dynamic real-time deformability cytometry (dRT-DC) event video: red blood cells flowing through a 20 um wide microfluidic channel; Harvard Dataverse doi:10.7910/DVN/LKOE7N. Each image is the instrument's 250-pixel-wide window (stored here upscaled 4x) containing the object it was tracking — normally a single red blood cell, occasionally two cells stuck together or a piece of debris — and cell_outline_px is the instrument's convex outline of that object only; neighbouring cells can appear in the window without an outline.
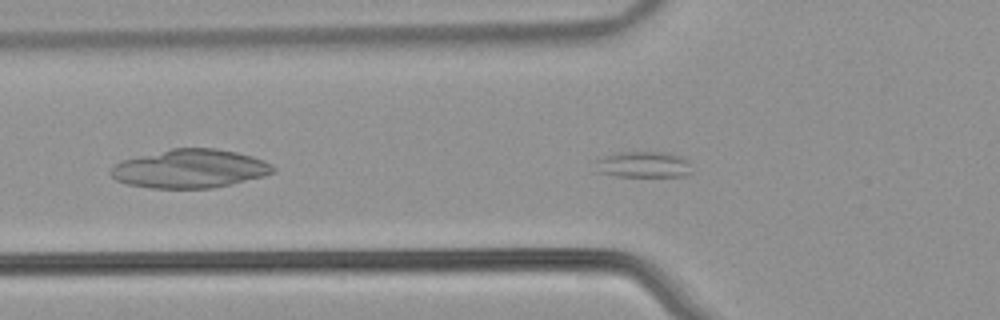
{"species": "common noctule bat (a hibernating species)", "species_latin": "Nyctalus noctula", "temperature_condition": "warm", "stored_images_in_passage": 43, "camera_frame_rate_fps": 3000, "um_per_image_px": 0.085, "animal": {"sex": "male", "body_mass_g": 21.5, "forearm_length_mm": 52.0}, "frame": {"image": 1, "passage_image": 6, "time_ms": 1.667, "image_size_px": [1000, 320], "cell_outline_px": [[692, 172], [684, 176], [616, 176], [596, 172], [592, 160], [616, 152], [668, 152], [680, 156], [688, 160]], "centroid_in_image_um": [54.62, 13.98], "position_along_channel_um": 71.2, "area_um2": 15.03}}
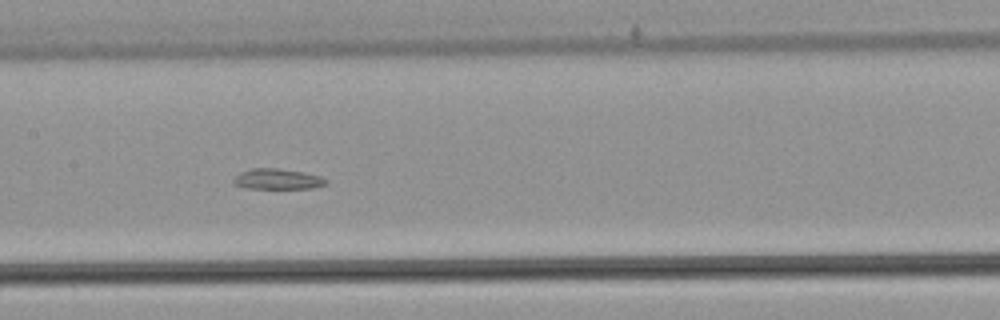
{"frame": {"image": 2, "passage_image": 15, "time_ms": 4.667, "image_size_px": [1000, 320], "cell_outline_px": [[328, 184], [312, 188], [248, 188], [232, 184], [232, 180], [240, 172], [252, 168], [276, 168], [300, 172], [320, 176], [328, 180]], "centroid_in_image_um": [23.57, 15.22], "position_along_channel_um": 183.8, "area_um2": 10.98}}
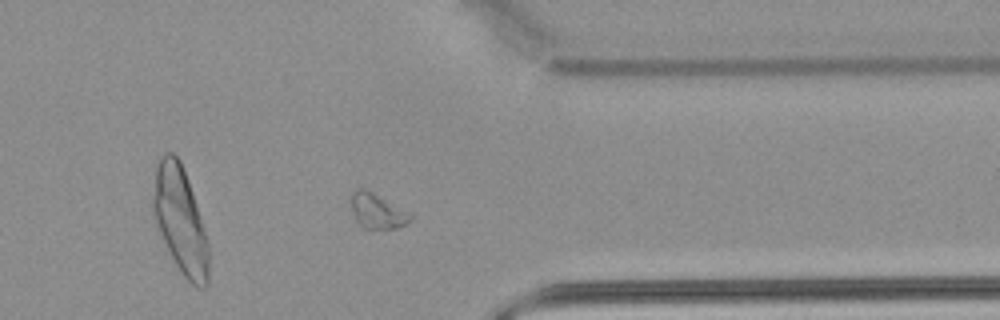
{"frame": {"image": 3, "passage_image": 31, "time_ms": 10.0, "image_size_px": [1000, 320], "cell_outline_px": [[412, 220], [400, 228], [364, 228], [356, 220], [352, 212], [352, 192], [356, 188], [364, 188], [372, 192], [412, 216]], "centroid_in_image_um": [32.03, 17.95], "position_along_channel_um": 379.4, "area_um2": 11.62}}